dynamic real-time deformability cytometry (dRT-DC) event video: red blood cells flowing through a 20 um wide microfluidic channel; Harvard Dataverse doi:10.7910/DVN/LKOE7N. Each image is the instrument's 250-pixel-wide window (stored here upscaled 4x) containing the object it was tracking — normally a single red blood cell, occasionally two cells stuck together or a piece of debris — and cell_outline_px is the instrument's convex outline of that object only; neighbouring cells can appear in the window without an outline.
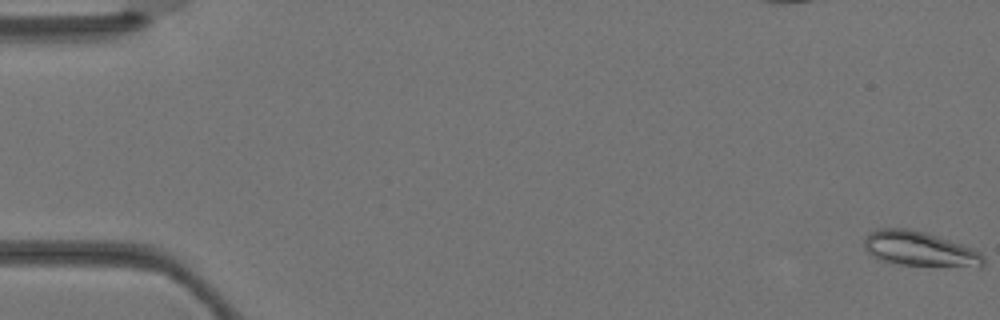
{"species": "Egyptian fruit bat (a non-hibernating species)", "species_latin": "Rousettus aegyptiacus", "temperature_condition": "warm", "stored_images_in_passage": 4, "camera_frame_rate_fps": 3000, "um_per_image_px": 0.085, "animal": {"sex": "female"}, "frame": {"image": 1, "passage_image": 1, "time_ms": 0.0, "image_size_px": [1000, 320], "cell_outline_px": [[984, 268], [980, 268], [900, 264], [884, 260], [872, 256], [864, 248], [864, 240], [868, 232], [876, 228], [908, 228], [924, 232], [972, 248], [980, 252], [984, 256]], "centroid_in_image_um": [78.19, 21.16], "position_along_channel_um": 6.8, "area_um2": 24.28}}